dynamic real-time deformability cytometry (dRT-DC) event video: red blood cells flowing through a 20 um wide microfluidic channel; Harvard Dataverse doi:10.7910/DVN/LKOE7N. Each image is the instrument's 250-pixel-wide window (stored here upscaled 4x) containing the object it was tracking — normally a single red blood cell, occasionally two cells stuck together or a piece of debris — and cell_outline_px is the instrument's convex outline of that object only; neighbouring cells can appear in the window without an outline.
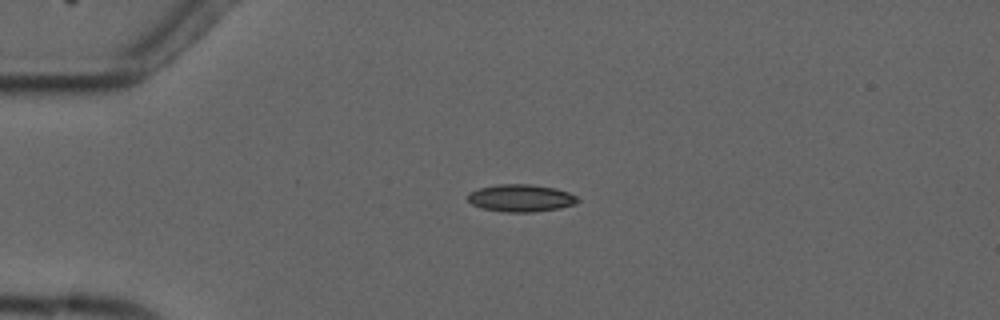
{"species": "common noctule bat (a hibernating species)", "species_latin": "Nyctalus noctula", "temperature_condition": "cold", "stored_images_in_passage": 2, "camera_frame_rate_fps": 3000, "um_per_image_px": 0.085, "animal": {"sex": "male", "forearm_length_mm": 52.5}, "frame": {"image": 1, "passage_image": 2, "time_ms": 1.333, "image_size_px": [1000, 320], "cell_outline_px": [[580, 200], [576, 204], [560, 208], [536, 212], [504, 212], [484, 208], [472, 204], [468, 200], [468, 192], [480, 188], [500, 184], [532, 184], [556, 188], [568, 192], [576, 196]], "centroid_in_image_um": [44.31, 16.83], "position_along_channel_um": 40.7, "area_um2": 17.57}}